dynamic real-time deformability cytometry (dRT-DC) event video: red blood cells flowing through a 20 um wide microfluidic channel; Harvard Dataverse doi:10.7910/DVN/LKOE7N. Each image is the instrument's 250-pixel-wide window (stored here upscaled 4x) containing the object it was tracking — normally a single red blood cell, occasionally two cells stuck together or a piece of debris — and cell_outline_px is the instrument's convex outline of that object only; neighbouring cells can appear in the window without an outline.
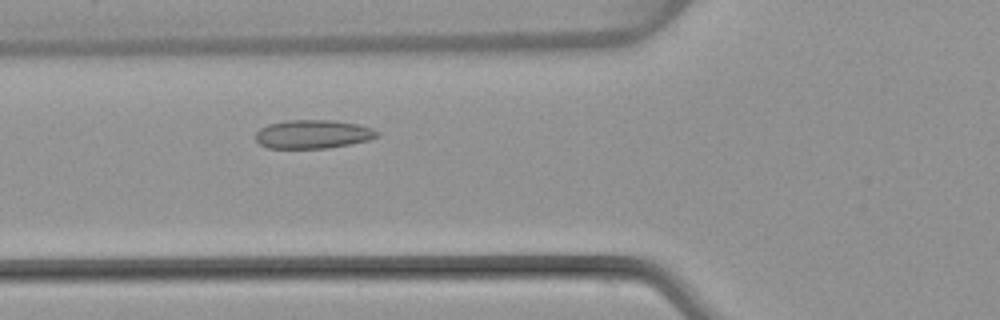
{"species": "common noctule bat (a hibernating species)", "species_latin": "Nyctalus noctula", "temperature_condition": "warm", "stored_images_in_passage": 45, "camera_frame_rate_fps": 3000, "um_per_image_px": 0.085, "animal": {"sex": "female", "body_mass_g": 22.7, "forearm_length_mm": 54.2}, "frame": {"image": 1, "passage_image": 13, "time_ms": 4.0, "image_size_px": [1000, 320], "cell_outline_px": [[380, 136], [368, 140], [352, 144], [328, 148], [268, 148], [260, 144], [256, 140], [256, 132], [260, 128], [268, 124], [284, 120], [332, 120], [356, 124], [372, 128], [380, 132]], "centroid_in_image_um": [26.61, 11.4], "position_along_channel_um": 99.2, "area_um2": 20.4}}
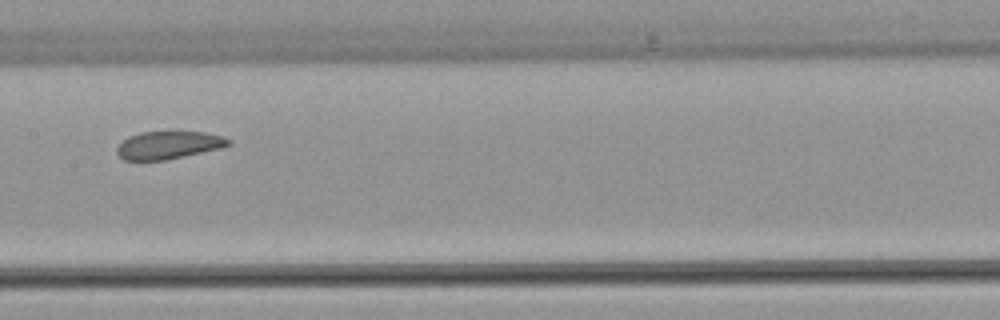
{"frame": {"image": 2, "passage_image": 20, "time_ms": 6.333, "image_size_px": [1000, 320], "cell_outline_px": [[232, 144], [220, 148], [168, 160], [124, 160], [116, 152], [116, 148], [128, 136], [140, 132], [204, 132], [220, 136], [232, 140]], "centroid_in_image_um": [14.32, 12.34], "position_along_channel_um": 193.1, "area_um2": 17.98}}
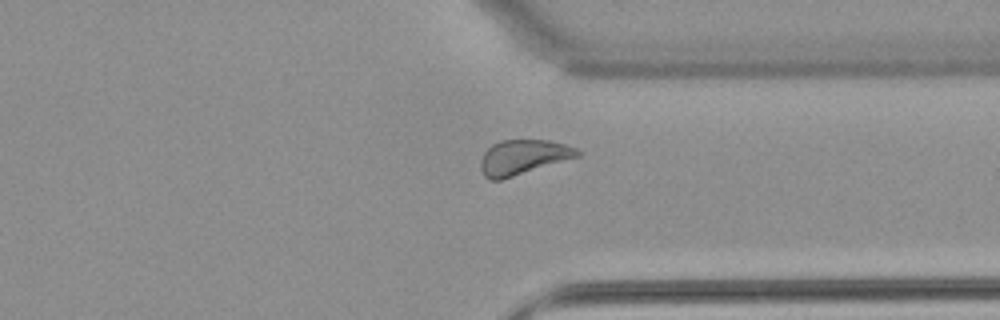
{"frame": {"image": 3, "passage_image": 33, "time_ms": 10.667, "image_size_px": [1000, 320], "cell_outline_px": [[580, 156], [500, 180], [488, 180], [484, 176], [480, 168], [480, 160], [484, 152], [492, 144], [500, 140], [548, 140], [564, 144], [576, 148], [580, 152]], "centroid_in_image_um": [44.43, 13.36], "position_along_channel_um": 367.0, "area_um2": 19.59}, "authors_computed_cell_mechanics": {"area_um2": 20.0566, "velocity_mm_per_s": 4.0183, "shape_relaxation_time_tau1_ms": null, "shape_relaxation_time_tau2_ms": 1.6152, "deformation_change_tau1": null, "deformation_change_tau2": 0.0808}}